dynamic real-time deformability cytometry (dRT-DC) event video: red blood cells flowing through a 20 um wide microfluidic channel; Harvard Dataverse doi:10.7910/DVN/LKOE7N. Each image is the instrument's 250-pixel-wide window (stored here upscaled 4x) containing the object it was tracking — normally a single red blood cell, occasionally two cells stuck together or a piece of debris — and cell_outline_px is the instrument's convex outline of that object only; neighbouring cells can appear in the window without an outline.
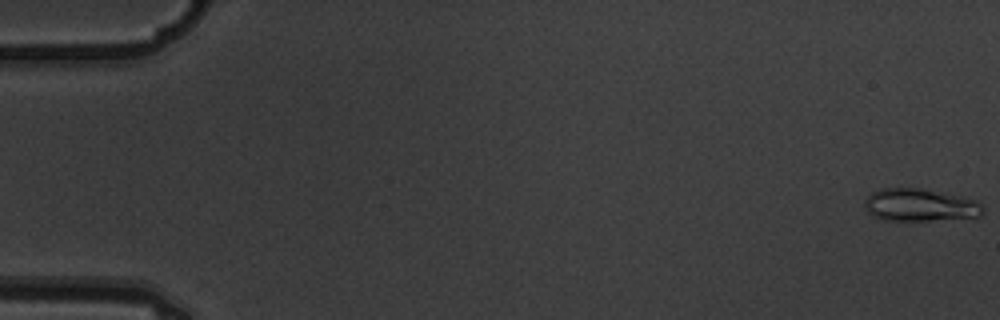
{"species": "common noctule bat (a hibernating species)", "species_latin": "Nyctalus noctula", "temperature_condition": "warm", "stored_images_in_passage": 5, "camera_frame_rate_fps": 3000, "um_per_image_px": 0.085, "animal": {"sex": "male", "body_mass_g": 19.5, "forearm_length_mm": 54.6}, "frame": {"image": 1, "passage_image": 1, "time_ms": 0.0, "image_size_px": [1000, 320], "cell_outline_px": [[984, 212], [980, 216], [928, 220], [880, 220], [872, 216], [868, 212], [864, 204], [864, 200], [872, 192], [884, 188], [920, 188], [964, 196], [976, 200], [984, 208]], "centroid_in_image_um": [78.19, 17.42], "position_along_channel_um": 6.8, "area_um2": 22.48}}